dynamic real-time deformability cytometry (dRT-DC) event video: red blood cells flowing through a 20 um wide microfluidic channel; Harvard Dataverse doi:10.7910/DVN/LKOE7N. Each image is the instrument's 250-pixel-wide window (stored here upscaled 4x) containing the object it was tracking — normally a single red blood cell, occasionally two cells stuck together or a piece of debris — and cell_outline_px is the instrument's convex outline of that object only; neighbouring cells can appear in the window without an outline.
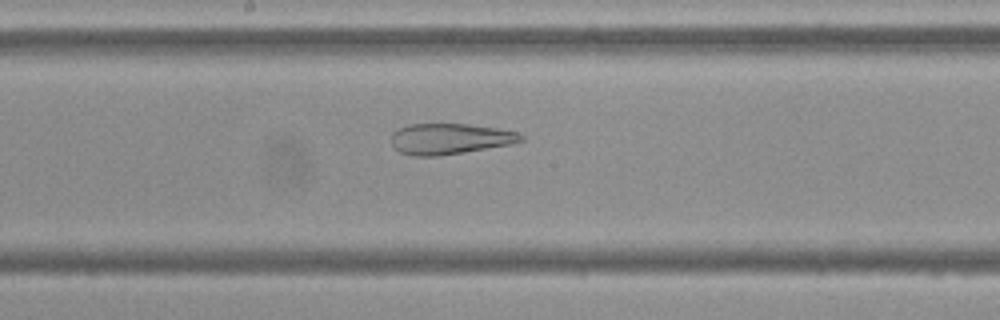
{"species": "Egyptian fruit bat (a non-hibernating species)", "species_latin": "Rousettus aegyptiacus", "temperature_condition": "cold", "stored_images_in_passage": 54, "camera_frame_rate_fps": 3000, "um_per_image_px": 0.085, "frame": {"image": 1, "passage_image": 28, "time_ms": 9.0, "image_size_px": [1000, 320], "cell_outline_px": [[524, 140], [512, 144], [464, 152], [436, 156], [412, 156], [400, 152], [392, 148], [392, 132], [396, 128], [408, 124], [468, 124], [496, 128], [520, 132], [524, 136]], "centroid_in_image_um": [38.22, 11.8], "position_along_channel_um": 210.0, "area_um2": 23.52}}
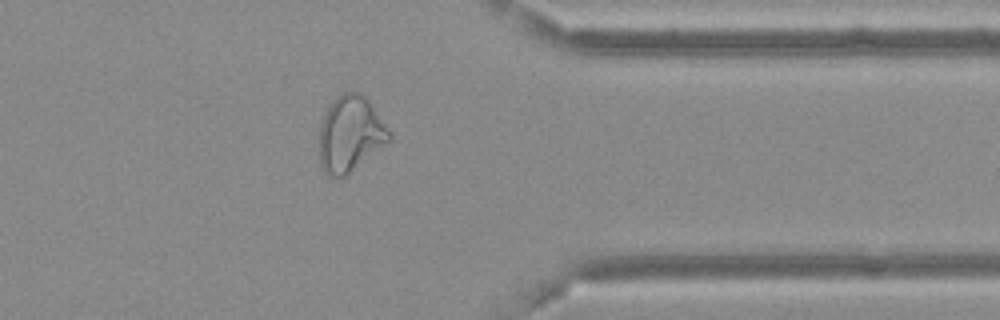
{"frame": {"image": 2, "passage_image": 43, "time_ms": 14.0, "image_size_px": [1000, 320], "cell_outline_px": [[392, 140], [344, 176], [328, 176], [324, 172], [320, 164], [320, 124], [332, 100], [336, 96], [344, 92], [364, 92], [392, 132]], "centroid_in_image_um": [29.81, 11.34], "position_along_channel_um": 381.6, "area_um2": 31.1}}
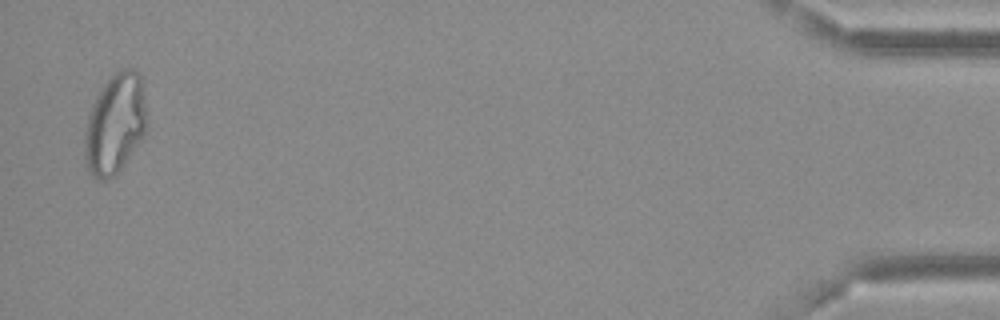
{"frame": {"image": 3, "passage_image": 53, "time_ms": 17.333, "image_size_px": [1000, 320], "cell_outline_px": [[148, 128], [120, 168], [112, 176], [104, 180], [96, 180], [92, 176], [84, 160], [84, 132], [88, 116], [96, 96], [100, 88], [120, 68], [132, 68], [140, 76], [148, 124]], "centroid_in_image_um": [9.76, 10.53], "position_along_channel_um": 425.4, "area_um2": 35.95}}